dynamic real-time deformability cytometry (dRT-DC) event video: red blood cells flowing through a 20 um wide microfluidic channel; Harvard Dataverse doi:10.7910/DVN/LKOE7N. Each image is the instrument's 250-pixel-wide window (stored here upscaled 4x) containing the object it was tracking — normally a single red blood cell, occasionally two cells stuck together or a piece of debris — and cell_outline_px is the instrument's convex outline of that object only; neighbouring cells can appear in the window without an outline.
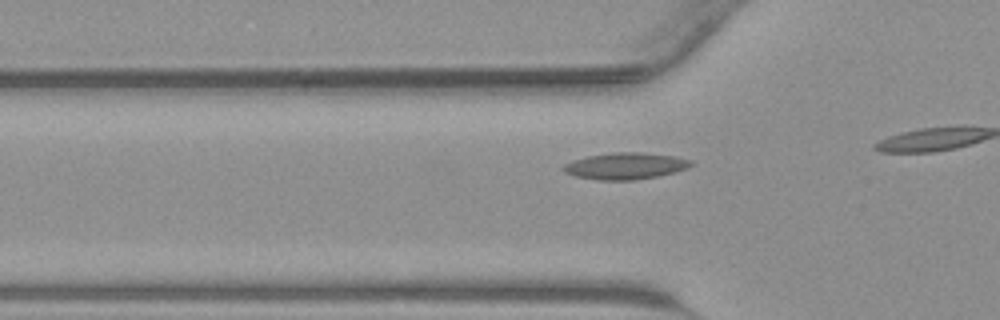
{"species": "common noctule bat (a hibernating species)", "species_latin": "Nyctalus noctula", "temperature_condition": "warm", "stored_images_in_passage": 15, "camera_frame_rate_fps": 3000, "um_per_image_px": 0.085, "animal": {"sex": "male", "body_mass_g": 23.1, "forearm_length_mm": 52.7}, "frame": {"image": 1, "passage_image": 11, "time_ms": 3.333, "image_size_px": [1000, 320], "cell_outline_px": [[692, 164], [688, 168], [656, 176], [632, 180], [600, 180], [576, 176], [564, 172], [560, 168], [564, 164], [572, 160], [588, 156], [612, 152], [640, 152], [676, 156], [692, 160]], "centroid_in_image_um": [53.13, 14.09], "position_along_channel_um": 72.7, "area_um2": 19.71}}